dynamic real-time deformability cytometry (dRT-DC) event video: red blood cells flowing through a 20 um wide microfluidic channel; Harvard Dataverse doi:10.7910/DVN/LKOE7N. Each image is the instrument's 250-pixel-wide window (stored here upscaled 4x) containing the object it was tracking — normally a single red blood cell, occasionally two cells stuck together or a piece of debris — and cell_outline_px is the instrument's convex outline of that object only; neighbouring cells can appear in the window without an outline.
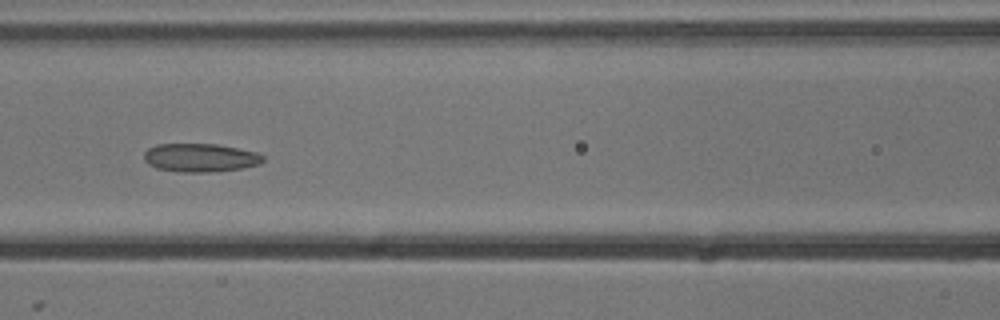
{"species": "common noctule bat (a hibernating species)", "species_latin": "Nyctalus noctula", "temperature_condition": "cold", "stored_images_in_passage": 8, "camera_frame_rate_fps": 3000, "um_per_image_px": 0.085, "animal": {"sex": "male", "body_mass_g": 13.3}, "frame": {"image": 1, "passage_image": 6, "time_ms": 1.667, "image_size_px": [1000, 320], "cell_outline_px": [[264, 160], [260, 164], [240, 168], [208, 172], [180, 172], [156, 168], [148, 164], [144, 160], [144, 152], [148, 148], [156, 144], [216, 144], [256, 152], [264, 156]], "centroid_in_image_um": [16.99, 13.4], "position_along_channel_um": 149.6, "area_um2": 19.65}}
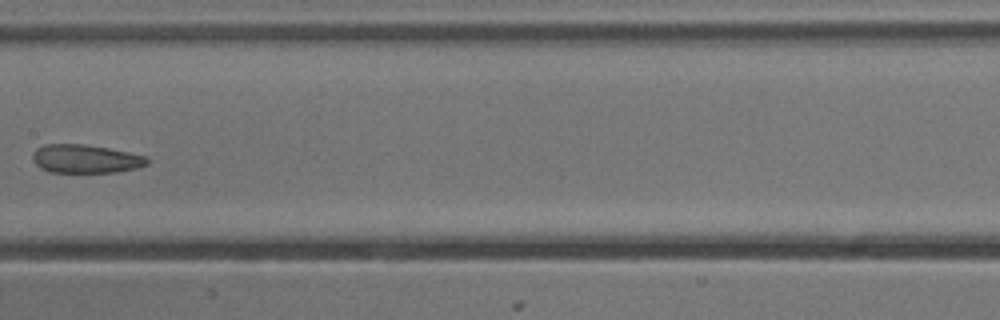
{"frame": {"image": 2, "passage_image": 7, "time_ms": 2.0, "image_size_px": [1000, 320], "cell_outline_px": [[148, 164], [136, 168], [116, 172], [48, 172], [40, 168], [32, 160], [32, 156], [36, 148], [44, 144], [80, 144], [108, 148], [128, 152], [144, 156], [148, 160]], "centroid_in_image_um": [7.23, 13.5], "position_along_channel_um": 200.2, "area_um2": 18.9}}
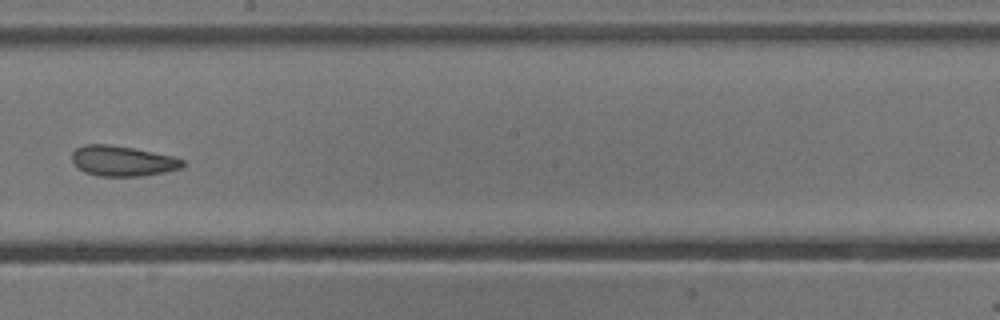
{"frame": {"image": 3, "passage_image": 8, "time_ms": 2.333, "image_size_px": [1000, 320], "cell_outline_px": [[184, 168], [164, 172], [140, 176], [96, 176], [84, 172], [76, 168], [72, 164], [72, 152], [76, 148], [84, 144], [112, 144], [172, 156], [184, 160]], "centroid_in_image_um": [10.37, 13.68], "position_along_channel_um": 237.8, "area_um2": 19.77}}